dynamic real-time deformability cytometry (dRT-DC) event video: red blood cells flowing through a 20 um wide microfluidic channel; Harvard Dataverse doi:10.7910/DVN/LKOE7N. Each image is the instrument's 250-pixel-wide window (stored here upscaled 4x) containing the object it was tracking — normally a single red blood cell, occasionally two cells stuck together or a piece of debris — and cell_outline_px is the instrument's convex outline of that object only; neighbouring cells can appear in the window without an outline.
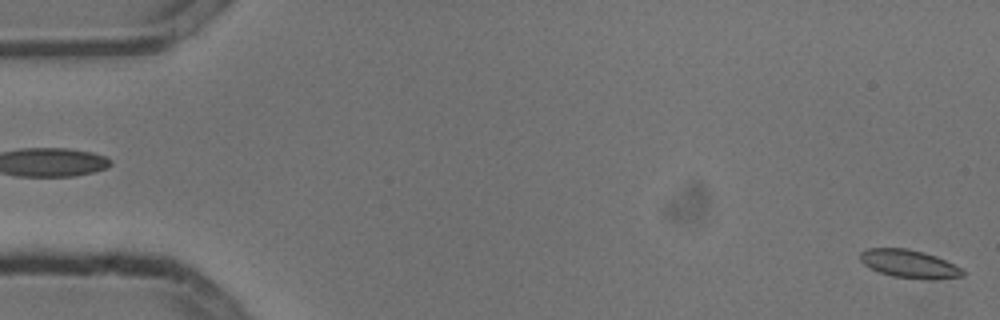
{"species": "common noctule bat (a hibernating species)", "species_latin": "Nyctalus noctula", "temperature_condition": "cold", "stored_images_in_passage": 6, "camera_frame_rate_fps": 3000, "um_per_image_px": 0.085, "animal": {"sex": "male", "body_mass_g": 13.3}, "frame": {"image": 1, "passage_image": 6, "time_ms": 1.667, "image_size_px": [1000, 320], "cell_outline_px": [[964, 276], [928, 280], [924, 280], [892, 276], [880, 272], [864, 264], [860, 260], [860, 252], [868, 248], [908, 248], [924, 252], [936, 256], [960, 268], [964, 272]], "centroid_in_image_um": [77.27, 22.43], "position_along_channel_um": 7.7, "area_um2": 16.7}}